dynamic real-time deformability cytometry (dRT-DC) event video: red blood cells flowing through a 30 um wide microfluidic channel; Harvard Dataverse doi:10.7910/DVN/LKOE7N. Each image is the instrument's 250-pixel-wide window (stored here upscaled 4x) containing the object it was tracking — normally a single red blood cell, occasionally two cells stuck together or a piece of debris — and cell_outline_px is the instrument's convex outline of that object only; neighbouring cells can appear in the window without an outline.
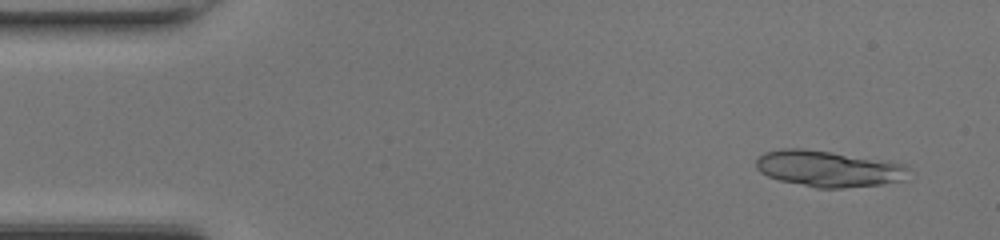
{"species": "common noctule bat (a hibernating species)", "species_latin": "Nyctalus noctula", "temperature_condition": "room temperature", "stored_images_in_passage": 48, "segment_of_instrument_passage": [1, 2], "camera_frame_rate_fps": 3000, "um_per_image_px": 0.085, "animal": {"sex": "female", "body_mass_g": 17.0, "forearm_length_mm": 48.0}, "frame": {"image": 1, "passage_image": 3, "time_ms": 0.667, "image_size_px": [1000, 240], "cell_outline_px": [[908, 180], [884, 184], [844, 188], [816, 188], [780, 180], [768, 176], [760, 172], [756, 168], [756, 160], [764, 152], [784, 148], [800, 148], [832, 152], [888, 160], [904, 164], [908, 168]], "centroid_in_image_um": [70.47, 14.34], "position_along_channel_um": 14.5, "area_um2": 32.48}}